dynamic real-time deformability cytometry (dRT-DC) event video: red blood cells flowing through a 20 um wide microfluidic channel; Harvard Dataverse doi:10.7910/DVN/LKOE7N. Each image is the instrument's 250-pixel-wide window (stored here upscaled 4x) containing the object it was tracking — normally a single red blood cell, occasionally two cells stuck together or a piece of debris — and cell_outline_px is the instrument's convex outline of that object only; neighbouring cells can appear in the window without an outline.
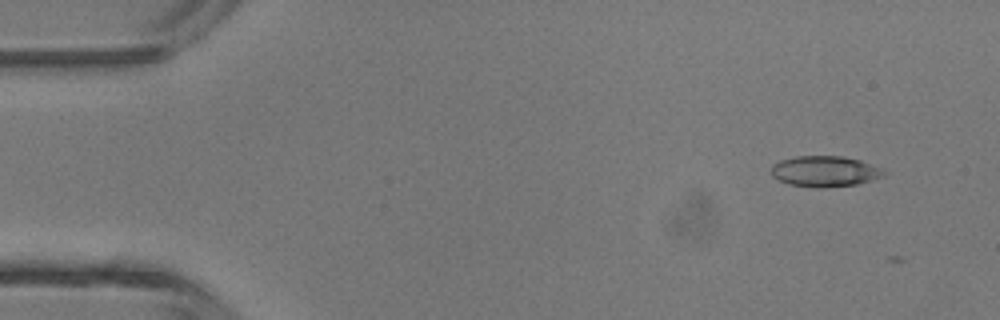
{"species": "common noctule bat (a hibernating species)", "species_latin": "Nyctalus noctula", "temperature_condition": "room temperature", "stored_images_in_passage": 4, "camera_frame_rate_fps": 3000, "um_per_image_px": 0.085, "animal": {"sex": "male", "body_mass_g": 13.3}, "frame": {"image": 1, "passage_image": 2, "time_ms": 0.333, "image_size_px": [1000, 320], "cell_outline_px": [[888, 172], [884, 176], [856, 184], [788, 184], [772, 176], [772, 164], [780, 160], [796, 156], [844, 156], [860, 160], [884, 168]], "centroid_in_image_um": [70.16, 14.49], "position_along_channel_um": 14.8, "area_um2": 19.31}}